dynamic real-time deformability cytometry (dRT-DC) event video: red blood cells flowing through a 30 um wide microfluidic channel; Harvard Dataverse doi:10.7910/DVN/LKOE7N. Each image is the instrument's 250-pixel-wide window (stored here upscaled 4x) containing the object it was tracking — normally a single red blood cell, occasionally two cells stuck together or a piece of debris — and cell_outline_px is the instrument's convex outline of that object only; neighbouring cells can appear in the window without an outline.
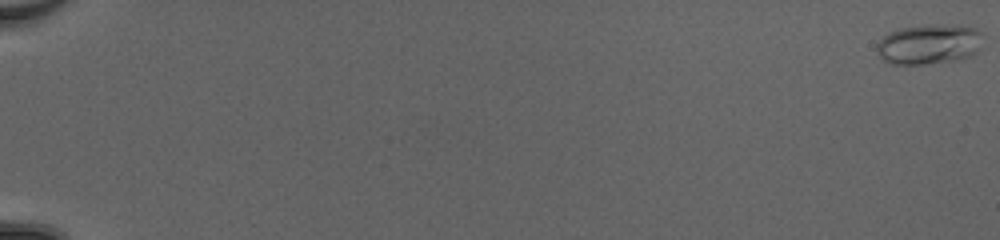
{"species": "common noctule bat (a hibernating species)", "species_latin": "Nyctalus noctula", "temperature_condition": "cold", "stored_images_in_passage": 14, "camera_frame_rate_fps": 3000, "um_per_image_px": 0.085, "animal": {"sex": "female", "body_mass_g": 20.0, "forearm_length_mm": 54.0}, "frame": {"image": 1, "passage_image": 1, "time_ms": 0.0, "image_size_px": [1000, 240], "cell_outline_px": [[980, 48], [976, 52], [960, 60], [924, 64], [892, 64], [884, 60], [880, 56], [876, 48], [876, 44], [888, 32], [900, 28], [928, 24], [932, 24], [976, 28], [980, 32]], "centroid_in_image_um": [78.93, 3.76], "position_along_channel_um": 6.1, "area_um2": 24.62}}